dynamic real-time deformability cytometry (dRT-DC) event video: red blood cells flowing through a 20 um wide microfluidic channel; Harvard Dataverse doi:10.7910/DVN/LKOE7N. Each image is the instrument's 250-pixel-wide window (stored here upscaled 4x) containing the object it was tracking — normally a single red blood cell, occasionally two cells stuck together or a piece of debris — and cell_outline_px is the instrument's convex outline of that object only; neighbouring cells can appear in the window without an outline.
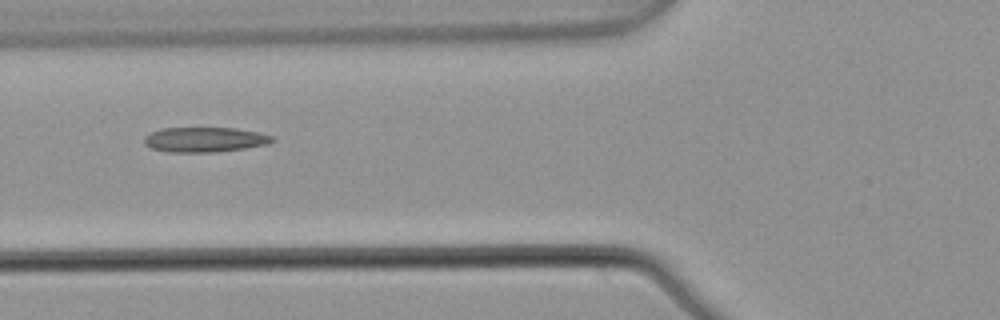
{"species": "common noctule bat (a hibernating species)", "species_latin": "Nyctalus noctula", "temperature_condition": "warm", "stored_images_in_passage": 6, "camera_frame_rate_fps": 3000, "um_per_image_px": 0.085, "animal": {"sex": "male", "body_mass_g": 21.5, "forearm_length_mm": 52.0}, "frame": {"image": 1, "passage_image": 4, "time_ms": 1.0, "image_size_px": [1000, 320], "cell_outline_px": [[276, 140], [268, 144], [244, 148], [216, 152], [168, 152], [152, 148], [144, 144], [144, 136], [160, 128], [236, 128], [260, 132], [276, 136]], "centroid_in_image_um": [17.45, 11.86], "position_along_channel_um": 108.4, "area_um2": 18.79}}
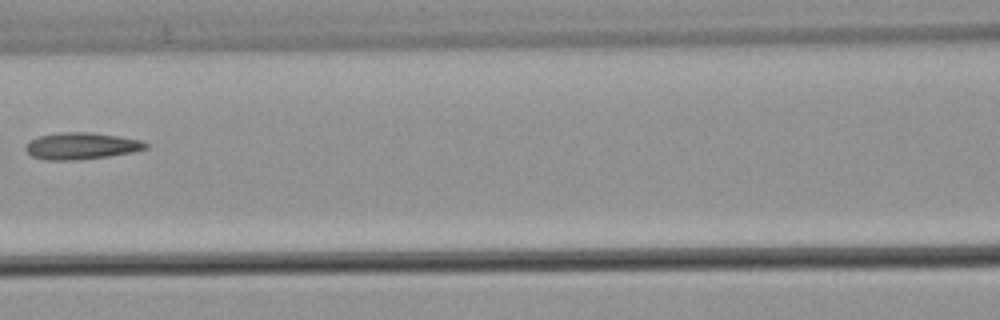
{"frame": {"image": 2, "passage_image": 5, "time_ms": 1.333, "image_size_px": [1000, 320], "cell_outline_px": [[148, 148], [132, 152], [108, 156], [72, 160], [44, 160], [32, 156], [24, 148], [24, 144], [28, 140], [40, 136], [60, 132], [92, 132], [140, 140], [148, 144]], "centroid_in_image_um": [6.86, 12.4], "position_along_channel_um": 159.7, "area_um2": 18.67}}